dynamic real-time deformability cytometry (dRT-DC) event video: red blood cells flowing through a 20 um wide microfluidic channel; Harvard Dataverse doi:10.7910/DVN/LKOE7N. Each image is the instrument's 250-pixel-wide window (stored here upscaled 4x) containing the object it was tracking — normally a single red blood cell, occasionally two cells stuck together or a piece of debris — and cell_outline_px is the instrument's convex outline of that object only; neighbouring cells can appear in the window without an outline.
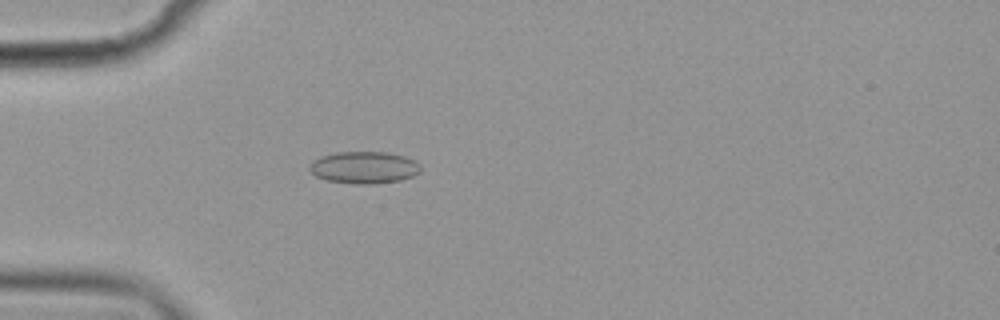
{"species": "common noctule bat (a hibernating species)", "species_latin": "Nyctalus noctula", "temperature_condition": "cold", "stored_images_in_passage": 51, "camera_frame_rate_fps": 3000, "um_per_image_px": 0.085, "animal": {"sex": "female", "body_mass_g": 19.9}, "frame": {"image": 1, "passage_image": 11, "time_ms": 3.333, "image_size_px": [1000, 320], "cell_outline_px": [[420, 172], [412, 176], [400, 180], [376, 184], [352, 184], [328, 180], [316, 176], [308, 168], [312, 160], [320, 156], [336, 152], [388, 152], [404, 156], [420, 164]], "centroid_in_image_um": [30.93, 14.23], "position_along_channel_um": 54.1, "area_um2": 20.81}}
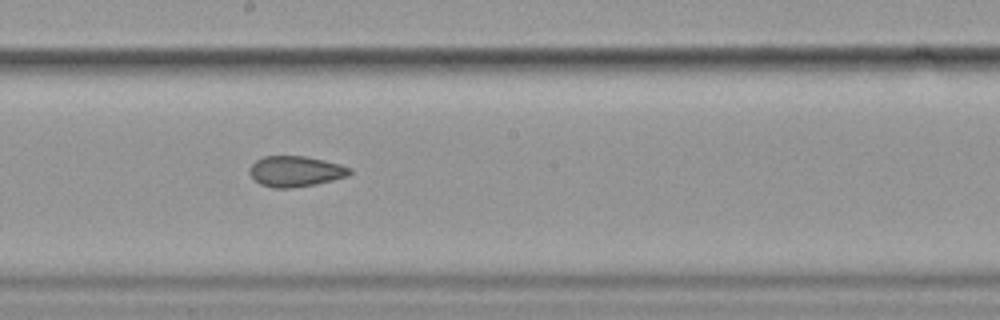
{"frame": {"image": 2, "passage_image": 26, "time_ms": 8.333, "image_size_px": [1000, 320], "cell_outline_px": [[352, 172], [348, 176], [316, 184], [288, 188], [272, 188], [260, 184], [248, 172], [248, 168], [256, 160], [264, 156], [308, 156], [340, 164], [352, 168]], "centroid_in_image_um": [25.12, 14.55], "position_along_channel_um": 223.1, "area_um2": 17.98}}
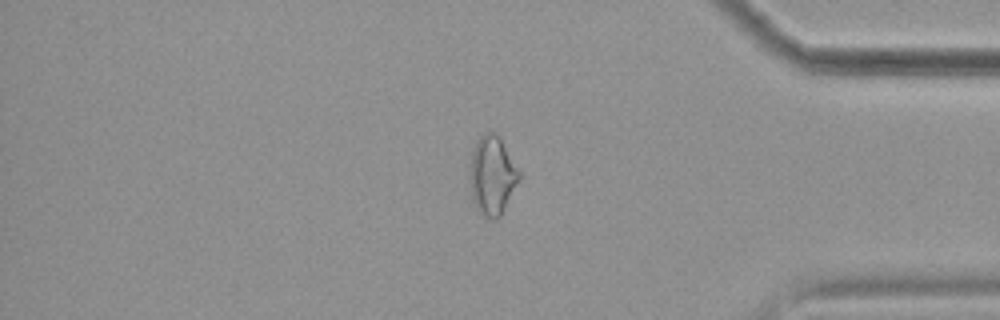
{"frame": {"image": 3, "passage_image": 42, "time_ms": 13.667, "image_size_px": [1000, 320], "cell_outline_px": [[520, 180], [500, 216], [496, 220], [492, 220], [484, 216], [476, 208], [472, 200], [472, 152], [476, 140], [484, 132], [496, 132], [500, 136], [520, 172]], "centroid_in_image_um": [41.88, 14.9], "position_along_channel_um": 393.3, "area_um2": 22.37}, "authors_computed_cell_mechanics": {"area_um2": 20.23, "velocity_mm_per_s": 3.5801, "shape_relaxation_time_tau1_ms": null, "shape_relaxation_time_tau2_ms": 2.5469, "deformation_change_tau1": null, "deformation_change_tau2": 0.0866}}